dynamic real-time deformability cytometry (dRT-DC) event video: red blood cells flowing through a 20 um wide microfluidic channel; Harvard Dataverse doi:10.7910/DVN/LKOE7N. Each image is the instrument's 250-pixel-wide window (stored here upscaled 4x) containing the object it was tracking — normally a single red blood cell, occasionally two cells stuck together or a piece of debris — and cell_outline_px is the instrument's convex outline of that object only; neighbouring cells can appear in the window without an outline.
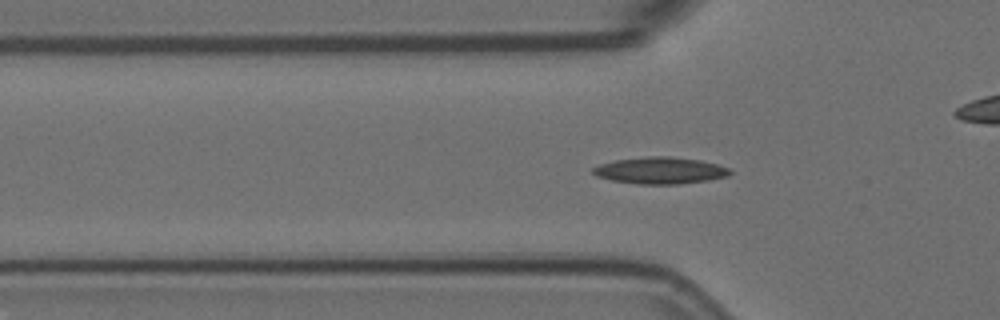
{"species": "Egyptian fruit bat (a non-hibernating species)", "species_latin": "Rousettus aegyptiacus", "temperature_condition": "room temperature", "stored_images_in_passage": 49, "camera_frame_rate_fps": 3000, "um_per_image_px": 0.085, "animal": {"sex": "female"}, "frame": {"image": 1, "passage_image": 10, "time_ms": 3.0, "image_size_px": [1000, 320], "cell_outline_px": [[732, 172], [728, 176], [708, 180], [676, 184], [636, 184], [612, 180], [596, 176], [592, 172], [592, 168], [600, 164], [616, 160], [648, 156], [668, 156], [700, 160], [732, 168]], "centroid_in_image_um": [56.13, 14.49], "position_along_channel_um": 69.7, "area_um2": 21.33}}
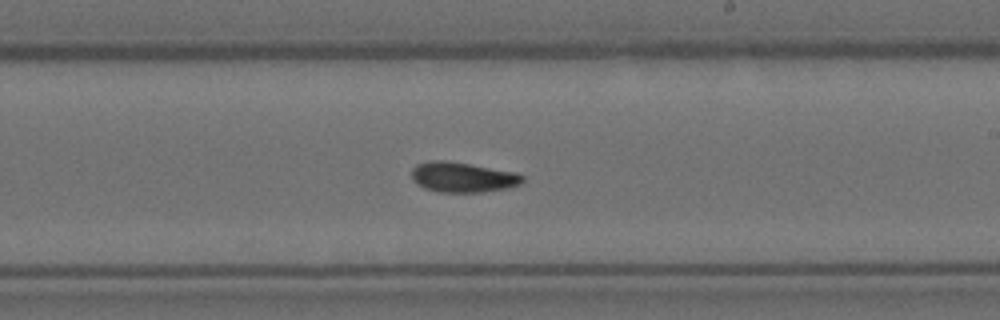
{"frame": {"image": 2, "passage_image": 25, "time_ms": 8.0, "image_size_px": [1000, 320], "cell_outline_px": [[524, 180], [520, 184], [508, 188], [480, 192], [440, 192], [424, 188], [416, 184], [412, 180], [412, 168], [416, 164], [432, 160], [448, 160], [516, 172], [524, 176]], "centroid_in_image_um": [39.31, 15.05], "position_along_channel_um": 249.7, "area_um2": 19.65}}
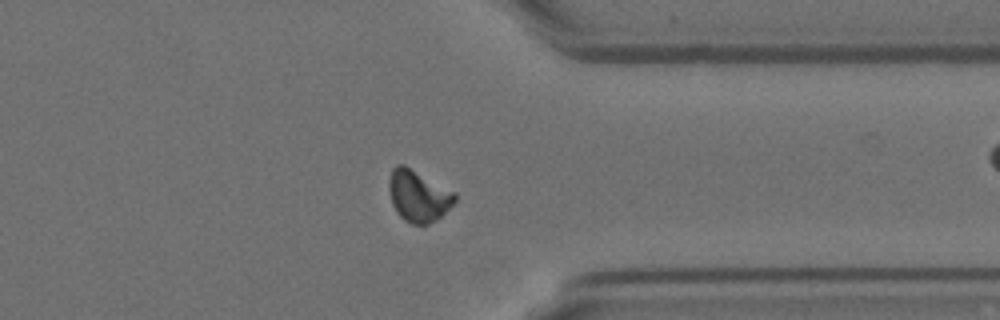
{"frame": {"image": 3, "passage_image": 36, "time_ms": 11.667, "image_size_px": [1000, 320], "cell_outline_px": [[456, 200], [436, 220], [428, 224], [412, 224], [404, 220], [396, 212], [392, 204], [388, 188], [388, 180], [392, 168], [396, 164], [404, 164], [456, 192]], "centroid_in_image_um": [35.53, 16.63], "position_along_channel_um": 375.9, "area_um2": 19.88}, "authors_computed_cell_mechanics": {"area_um2": 18.8428, "velocity_mm_per_s": 3.5885, "shape_relaxation_time_tau1_ms": 4.5801, "shape_relaxation_time_tau2_ms": 5.0184, "deformation_change_tau1": 0.1575, "deformation_change_tau2": 0.067}}